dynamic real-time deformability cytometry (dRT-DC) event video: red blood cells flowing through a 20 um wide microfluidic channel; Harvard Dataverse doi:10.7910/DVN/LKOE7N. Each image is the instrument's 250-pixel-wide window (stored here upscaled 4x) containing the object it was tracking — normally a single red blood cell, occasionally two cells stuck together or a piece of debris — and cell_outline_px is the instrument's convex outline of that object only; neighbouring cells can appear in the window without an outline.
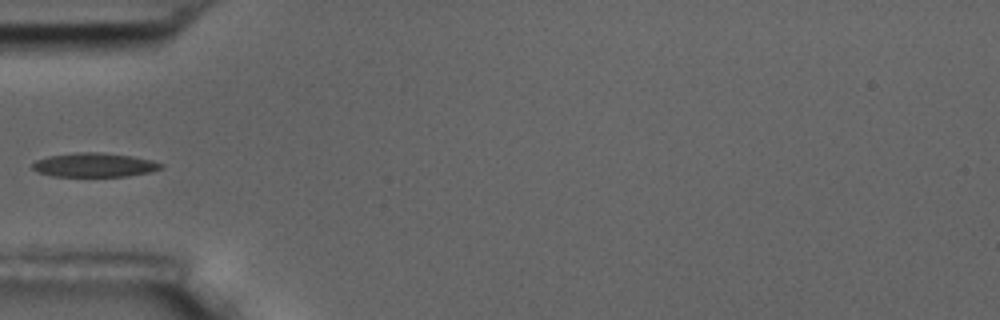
{"species": "common noctule bat (a hibernating species)", "species_latin": "Nyctalus noctula", "temperature_condition": "room temperature", "stored_images_in_passage": 7, "camera_frame_rate_fps": 3000, "um_per_image_px": 0.085, "animal": {"sex": "male", "body_mass_g": 17.5, "forearm_length_mm": 52.3}, "frame": {"image": 1, "passage_image": 5, "time_ms": 4.667, "image_size_px": [1000, 320], "cell_outline_px": [[164, 168], [148, 172], [128, 176], [52, 176], [40, 172], [32, 168], [32, 164], [36, 160], [48, 156], [76, 152], [100, 152], [132, 156], [152, 160], [164, 164]], "centroid_in_image_um": [8.05, 14.01], "position_along_channel_um": 77.0, "area_um2": 17.98}}